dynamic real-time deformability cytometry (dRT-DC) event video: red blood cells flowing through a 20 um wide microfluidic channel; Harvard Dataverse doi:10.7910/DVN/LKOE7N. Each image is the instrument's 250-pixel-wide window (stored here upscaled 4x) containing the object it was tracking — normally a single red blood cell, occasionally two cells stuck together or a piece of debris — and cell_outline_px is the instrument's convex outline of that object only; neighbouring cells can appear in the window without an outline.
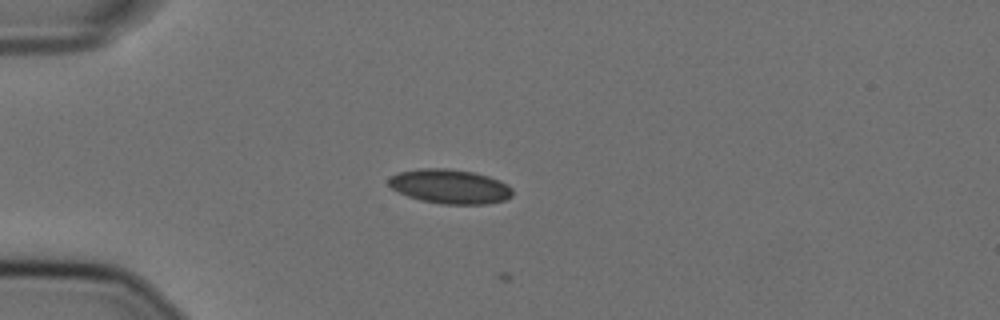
{"species": "Egyptian fruit bat (a non-hibernating species)", "species_latin": "Rousettus aegyptiacus", "temperature_condition": "cold", "stored_images_in_passage": 2, "camera_frame_rate_fps": 3000, "um_per_image_px": 0.085, "animal": {"sex": "female"}, "frame": {"image": 1, "passage_image": 1, "time_ms": 0.0, "image_size_px": [1000, 320], "cell_outline_px": [[512, 196], [504, 200], [488, 204], [440, 204], [420, 200], [408, 196], [392, 188], [388, 184], [388, 176], [396, 172], [424, 168], [444, 168], [472, 172], [488, 176], [500, 180], [508, 184], [512, 188]], "centroid_in_image_um": [38.23, 15.85], "position_along_channel_um": 46.8, "area_um2": 24.91}}